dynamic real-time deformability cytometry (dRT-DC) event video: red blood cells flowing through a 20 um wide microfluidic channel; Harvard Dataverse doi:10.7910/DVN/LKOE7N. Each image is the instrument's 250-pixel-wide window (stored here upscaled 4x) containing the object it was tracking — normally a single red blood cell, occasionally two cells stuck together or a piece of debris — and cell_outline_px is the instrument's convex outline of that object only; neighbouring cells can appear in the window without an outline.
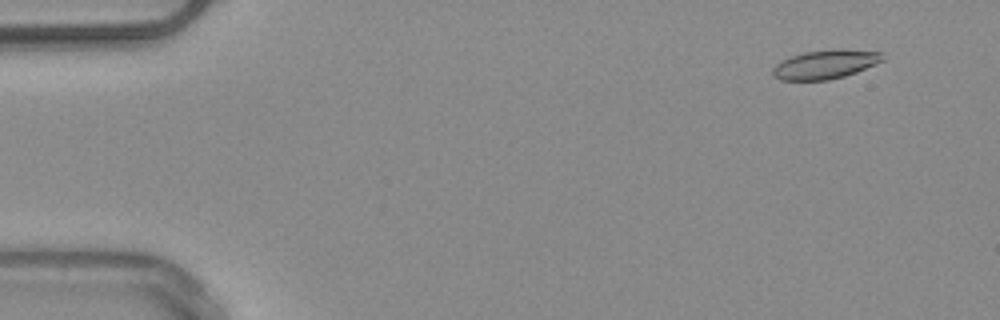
{"species": "common noctule bat (a hibernating species)", "species_latin": "Nyctalus noctula", "temperature_condition": "warm", "stored_images_in_passage": 5, "camera_frame_rate_fps": 3000, "um_per_image_px": 0.085, "animal": {"sex": "male", "body_mass_g": 20.4}, "frame": {"image": 1, "passage_image": 2, "time_ms": 1.333, "image_size_px": [1000, 320], "cell_outline_px": [[884, 60], [856, 72], [844, 76], [828, 80], [780, 80], [772, 76], [772, 68], [776, 64], [792, 56], [804, 52], [836, 48], [844, 48], [884, 52]], "centroid_in_image_um": [70.18, 5.45], "position_along_channel_um": 14.8, "area_um2": 18.73}}
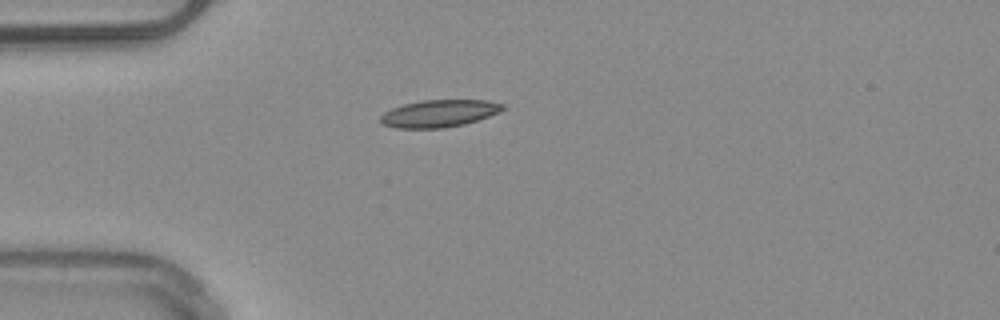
{"frame": {"image": 2, "passage_image": 4, "time_ms": 4.667, "image_size_px": [1000, 320], "cell_outline_px": [[504, 108], [500, 112], [464, 124], [444, 128], [396, 128], [384, 124], [380, 120], [380, 116], [384, 112], [392, 108], [404, 104], [420, 100], [488, 100], [504, 104]], "centroid_in_image_um": [37.32, 9.63], "position_along_channel_um": 47.7, "area_um2": 19.36}}